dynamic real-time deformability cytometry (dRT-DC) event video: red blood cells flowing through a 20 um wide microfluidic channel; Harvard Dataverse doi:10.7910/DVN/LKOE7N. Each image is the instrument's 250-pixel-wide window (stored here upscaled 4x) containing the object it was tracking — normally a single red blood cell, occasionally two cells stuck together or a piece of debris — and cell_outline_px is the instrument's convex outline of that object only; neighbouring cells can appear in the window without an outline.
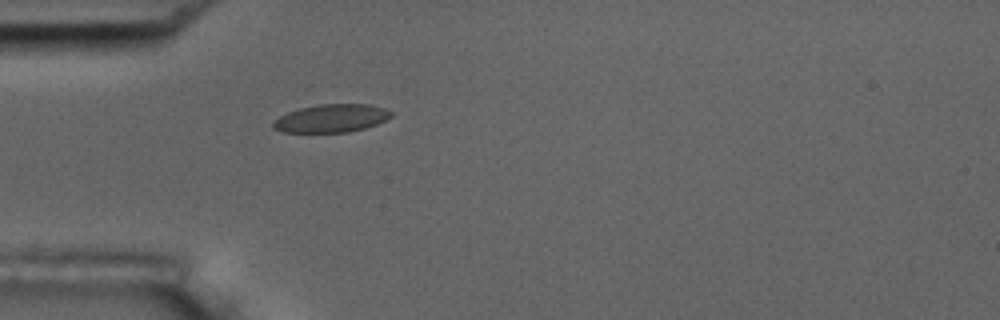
{"species": "common noctule bat (a hibernating species)", "species_latin": "Nyctalus noctula", "temperature_condition": "room temperature", "stored_images_in_passage": 1, "camera_frame_rate_fps": 3000, "um_per_image_px": 0.085, "animal": {"sex": "male", "body_mass_g": 17.5, "forearm_length_mm": 52.3}, "frame": {"image": 1, "passage_image": 1, "time_ms": 0.0, "image_size_px": [1000, 320], "cell_outline_px": [[392, 116], [376, 124], [364, 128], [348, 132], [284, 132], [272, 128], [272, 120], [288, 112], [300, 108], [320, 104], [372, 104], [384, 108], [392, 112]], "centroid_in_image_um": [28.14, 10.05], "position_along_channel_um": 56.9, "area_um2": 19.25}}